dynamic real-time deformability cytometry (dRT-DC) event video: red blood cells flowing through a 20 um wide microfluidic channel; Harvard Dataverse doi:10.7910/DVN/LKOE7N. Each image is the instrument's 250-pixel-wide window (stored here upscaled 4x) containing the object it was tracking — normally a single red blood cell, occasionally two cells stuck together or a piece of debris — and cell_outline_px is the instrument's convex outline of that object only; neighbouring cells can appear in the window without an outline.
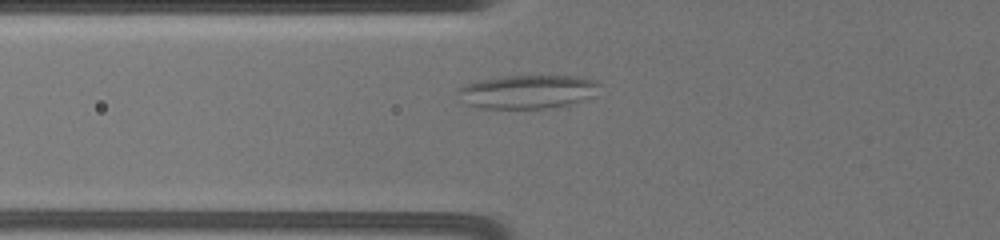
{"species": "common noctule bat (a hibernating species)", "species_latin": "Nyctalus noctula", "temperature_condition": "warm", "stored_images_in_passage": 27, "camera_frame_rate_fps": 3000, "um_per_image_px": 0.085, "animal": {"sex": "female", "body_mass_g": 19.5, "forearm_length_mm": 54.1}, "frame": {"image": 1, "passage_image": 5, "time_ms": 2.333, "image_size_px": [1000, 240], "cell_outline_px": [[600, 84], [592, 96], [568, 104], [544, 108], [480, 108], [468, 104], [456, 92], [456, 88], [480, 80], [504, 76], [580, 76], [596, 80]], "centroid_in_image_um": [44.83, 7.78], "position_along_channel_um": 81.0, "area_um2": 27.34}}
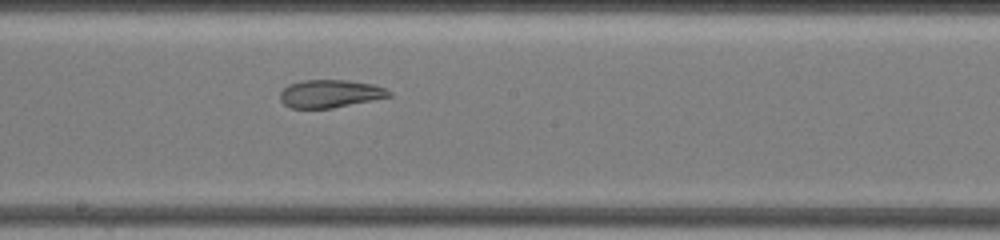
{"frame": {"image": 2, "passage_image": 19, "time_ms": 6.333, "image_size_px": [1000, 240], "cell_outline_px": [[392, 96], [332, 108], [292, 108], [284, 104], [280, 100], [280, 92], [288, 84], [304, 80], [348, 80], [372, 84], [384, 88], [392, 92]], "centroid_in_image_um": [28.05, 7.96], "position_along_channel_um": 220.2, "area_um2": 17.63}}
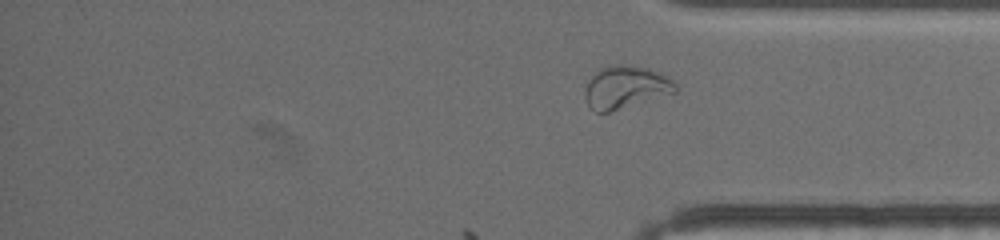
{"frame": {"image": 3, "passage_image": 27, "time_ms": 11.0, "image_size_px": [1000, 240], "cell_outline_px": [[680, 88], [676, 92], [608, 112], [596, 112], [588, 104], [584, 96], [584, 92], [592, 76], [600, 68], [612, 64], [624, 64], [648, 68], [660, 72], [672, 80]], "centroid_in_image_um": [53.2, 7.39], "position_along_channel_um": 382.0, "area_um2": 22.31}, "authors_computed_cell_mechanics": {"area_um2": 18.496, "velocity_mm_per_s": 3.4954, "shape_relaxation_time_tau1_ms": null, "shape_relaxation_time_tau2_ms": 2.6044, "deformation_change_tau1": null, "deformation_change_tau2": 0.0526}}